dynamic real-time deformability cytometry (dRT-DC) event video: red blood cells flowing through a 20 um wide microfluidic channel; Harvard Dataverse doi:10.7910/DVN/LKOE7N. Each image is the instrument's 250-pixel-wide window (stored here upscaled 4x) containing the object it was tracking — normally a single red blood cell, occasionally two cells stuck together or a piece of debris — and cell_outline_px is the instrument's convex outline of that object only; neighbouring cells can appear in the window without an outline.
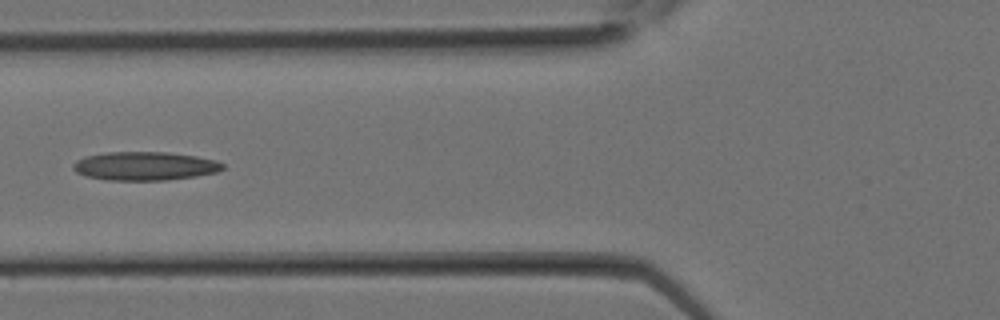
{"species": "Egyptian fruit bat (a non-hibernating species)", "species_latin": "Rousettus aegyptiacus", "temperature_condition": "room temperature", "stored_images_in_passage": 10, "camera_frame_rate_fps": 3000, "um_per_image_px": 0.085, "animal": {"sex": "female"}, "frame": {"image": 1, "passage_image": 9, "time_ms": 2.667, "image_size_px": [1000, 320], "cell_outline_px": [[224, 168], [216, 172], [196, 176], [164, 180], [108, 180], [84, 176], [76, 172], [72, 168], [72, 164], [76, 160], [84, 156], [104, 152], [168, 152], [196, 156], [216, 160], [224, 164]], "centroid_in_image_um": [12.27, 14.11], "position_along_channel_um": 113.5, "area_um2": 25.09}}